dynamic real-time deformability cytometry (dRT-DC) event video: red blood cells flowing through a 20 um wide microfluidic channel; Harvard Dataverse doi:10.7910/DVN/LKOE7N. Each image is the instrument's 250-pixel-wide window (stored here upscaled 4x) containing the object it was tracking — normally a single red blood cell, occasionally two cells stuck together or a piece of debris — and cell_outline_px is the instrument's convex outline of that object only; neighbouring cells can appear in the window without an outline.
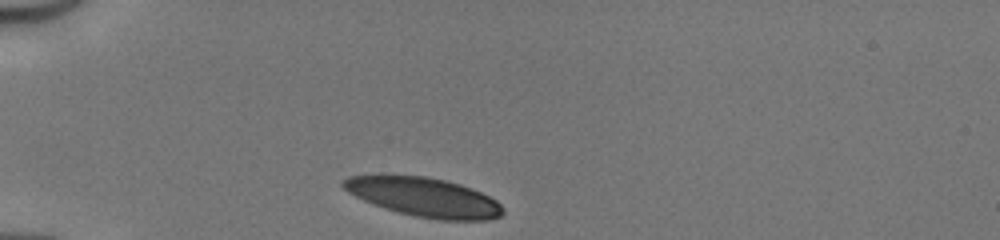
{"species": "human", "species_latin": "Homo sapiens", "temperature_condition": "cold", "stored_images_in_passage": 16, "camera_frame_rate_fps": 3000, "um_per_image_px": 0.085, "donor": {"sex": "male"}, "frame": {"image": 1, "passage_image": 1, "time_ms": 0.0, "image_size_px": [1000, 240], "cell_outline_px": [[504, 212], [500, 216], [488, 220], [440, 220], [416, 216], [384, 208], [364, 200], [348, 192], [340, 184], [348, 176], [380, 172], [424, 176], [444, 180], [460, 184], [480, 192], [496, 200], [504, 208]], "centroid_in_image_um": [35.97, 16.71], "position_along_channel_um": 49.0, "area_um2": 36.88}}
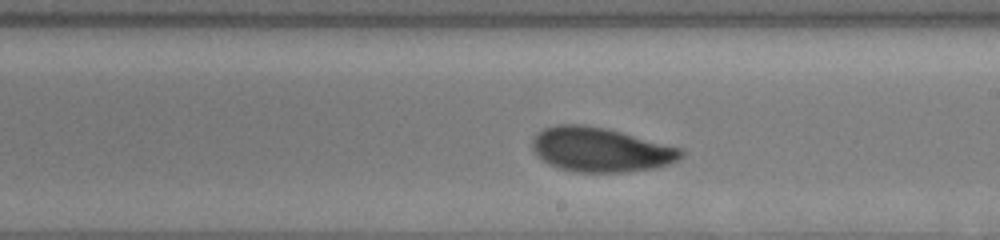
{"frame": {"image": 2, "passage_image": 10, "time_ms": 3.0, "image_size_px": [1000, 240], "cell_outline_px": [[684, 156], [668, 164], [656, 168], [624, 172], [576, 172], [560, 168], [548, 164], [536, 156], [532, 148], [532, 140], [536, 132], [544, 128], [556, 124], [584, 124], [608, 128], [684, 148]], "centroid_in_image_um": [51.05, 12.71], "position_along_channel_um": 238.0, "area_um2": 39.07}}
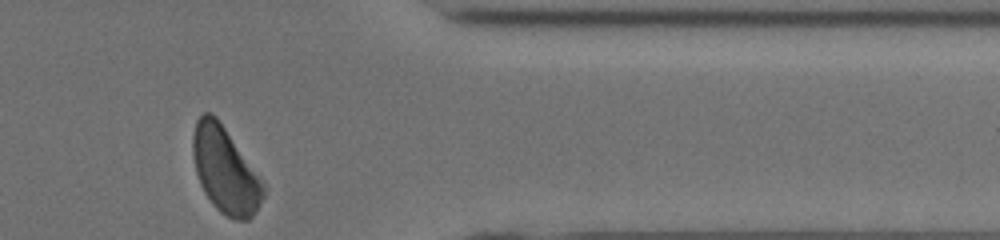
{"frame": {"image": 3, "passage_image": 16, "time_ms": 5.0, "image_size_px": [1000, 240], "cell_outline_px": [[264, 196], [252, 216], [248, 220], [236, 220], [220, 212], [212, 204], [204, 192], [200, 184], [196, 172], [192, 152], [192, 136], [196, 120], [204, 112], [212, 112], [216, 116], [264, 184]], "centroid_in_image_um": [19.1, 14.46], "position_along_channel_um": 392.3, "area_um2": 34.74}}